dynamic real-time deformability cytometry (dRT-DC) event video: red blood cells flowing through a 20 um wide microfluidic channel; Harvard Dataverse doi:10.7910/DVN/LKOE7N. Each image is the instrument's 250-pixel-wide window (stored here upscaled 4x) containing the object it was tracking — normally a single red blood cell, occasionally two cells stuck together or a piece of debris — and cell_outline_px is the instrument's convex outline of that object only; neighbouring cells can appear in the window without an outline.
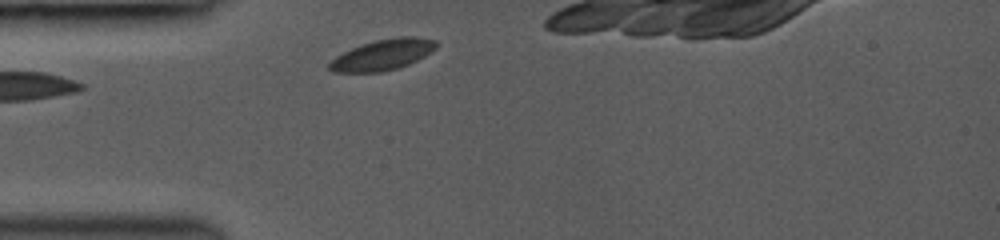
{"species": "common noctule bat (a hibernating species)", "species_latin": "Nyctalus noctula", "temperature_condition": "room temperature", "stored_images_in_passage": 2, "camera_frame_rate_fps": 3000, "um_per_image_px": 0.085, "animal": {"sex": "female", "body_mass_g": 19.0, "forearm_length_mm": 53.3}, "frame": {"image": 1, "passage_image": 2, "time_ms": 0.667, "image_size_px": [1000, 240], "cell_outline_px": [[440, 44], [436, 48], [424, 56], [408, 64], [396, 68], [380, 72], [332, 72], [328, 68], [328, 64], [336, 56], [352, 48], [376, 40], [396, 36], [416, 36], [436, 40]], "centroid_in_image_um": [32.56, 4.64], "position_along_channel_um": 52.4, "area_um2": 19.07}}